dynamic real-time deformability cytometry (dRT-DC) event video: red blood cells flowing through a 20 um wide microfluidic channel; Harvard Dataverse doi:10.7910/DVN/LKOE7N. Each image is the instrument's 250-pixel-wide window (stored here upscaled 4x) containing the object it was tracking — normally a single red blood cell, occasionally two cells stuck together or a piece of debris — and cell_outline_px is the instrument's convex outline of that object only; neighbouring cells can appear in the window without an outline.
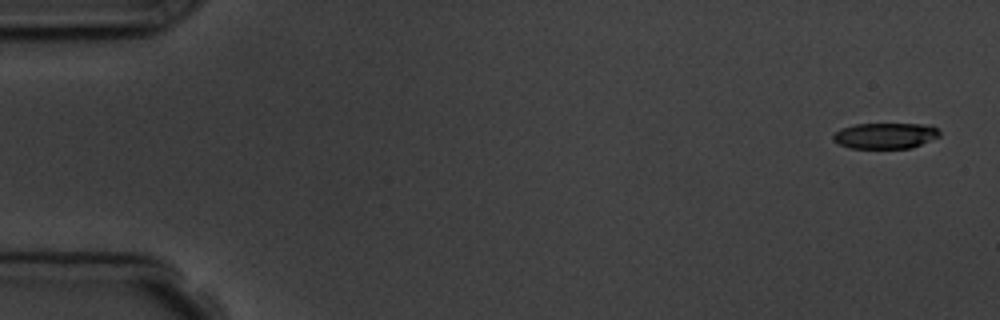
{"species": "common noctule bat (a hibernating species)", "species_latin": "Nyctalus noctula", "temperature_condition": "room temperature", "stored_images_in_passage": 8, "camera_frame_rate_fps": 3000, "um_per_image_px": 0.085, "animal": {"sex": "male", "body_mass_g": 19.5, "forearm_length_mm": 54.6}, "frame": {"image": 1, "passage_image": 1, "time_ms": 0.0, "image_size_px": [1000, 320], "cell_outline_px": [[940, 136], [912, 148], [852, 148], [840, 144], [832, 140], [832, 136], [840, 128], [856, 124], [920, 124], [936, 128], [940, 132]], "centroid_in_image_um": [75.22, 11.54], "position_along_channel_um": 9.8, "area_um2": 15.9}}
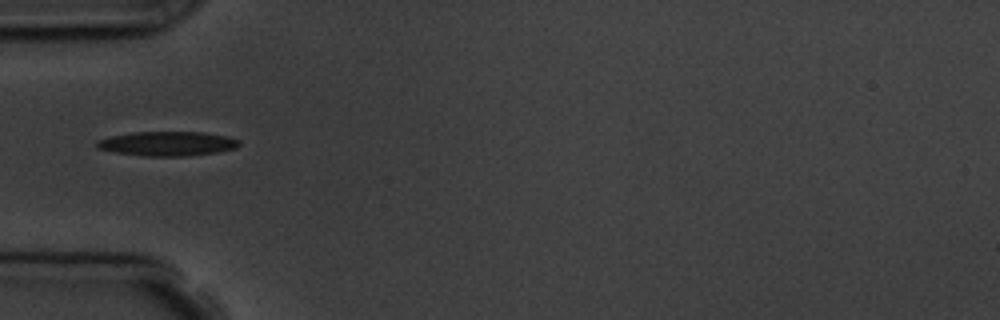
{"frame": {"image": 2, "passage_image": 5, "time_ms": 5.333, "image_size_px": [1000, 320], "cell_outline_px": [[240, 144], [236, 148], [216, 152], [184, 156], [144, 156], [116, 152], [96, 148], [96, 140], [112, 136], [132, 132], [204, 132], [228, 136], [240, 140]], "centroid_in_image_um": [14.24, 12.2], "position_along_channel_um": 70.8, "area_um2": 20.23}}